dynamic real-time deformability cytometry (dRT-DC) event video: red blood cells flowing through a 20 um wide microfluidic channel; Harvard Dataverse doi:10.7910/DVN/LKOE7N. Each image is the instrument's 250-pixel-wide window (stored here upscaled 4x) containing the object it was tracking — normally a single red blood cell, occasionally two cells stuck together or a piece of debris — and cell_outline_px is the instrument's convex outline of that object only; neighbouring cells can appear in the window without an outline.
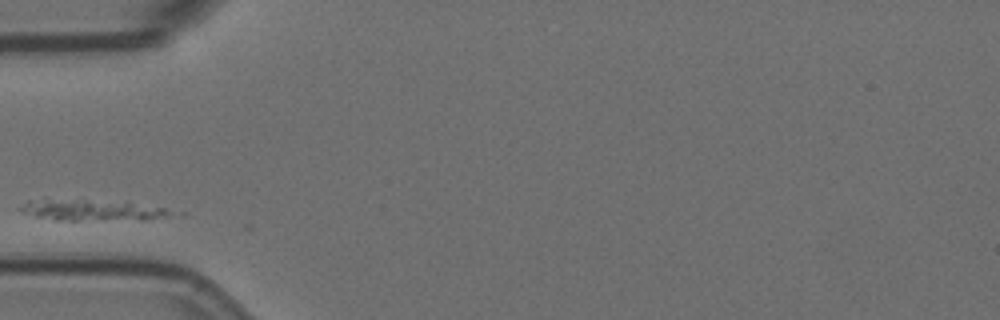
{"species": "Egyptian fruit bat (a non-hibernating species)", "species_latin": "Rousettus aegyptiacus", "temperature_condition": "room temperature", "stored_images_in_passage": 2, "camera_frame_rate_fps": 3000, "um_per_image_px": 0.085, "animal": {"sex": "female"}, "frame": {"image": 1, "passage_image": 2, "time_ms": 0.333, "image_size_px": [1000, 320], "cell_outline_px": [[168, 212], [144, 220], [56, 220], [36, 216], [20, 212], [16, 208], [28, 200], [44, 196], [132, 204], [164, 208]], "centroid_in_image_um": [7.39, 17.83], "position_along_channel_um": 77.6, "area_um2": 18.21}}